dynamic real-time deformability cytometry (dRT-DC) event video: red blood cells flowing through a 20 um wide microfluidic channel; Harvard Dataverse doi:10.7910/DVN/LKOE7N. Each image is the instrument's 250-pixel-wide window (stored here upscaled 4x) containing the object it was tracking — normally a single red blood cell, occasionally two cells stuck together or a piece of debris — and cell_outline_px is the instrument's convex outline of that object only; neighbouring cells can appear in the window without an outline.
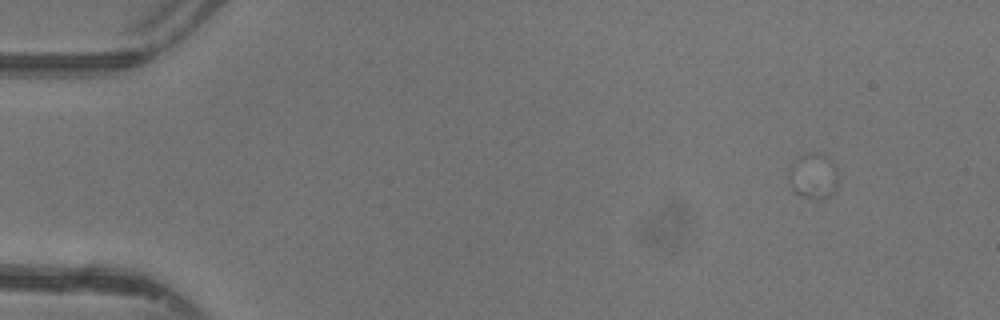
{"species": "common noctule bat (a hibernating species)", "species_latin": "Nyctalus noctula", "temperature_condition": "warm", "stored_images_in_passage": 2, "camera_frame_rate_fps": 3000, "um_per_image_px": 0.085, "animal": {"sex": "female"}, "frame": {"image": 1, "passage_image": 1, "time_ms": 0.0, "image_size_px": [1000, 320], "cell_outline_px": [[836, 188], [824, 200], [800, 196], [792, 188], [788, 180], [788, 176], [792, 164], [796, 156], [808, 152], [812, 152], [828, 156], [836, 164]], "centroid_in_image_um": [69.12, 14.93], "position_along_channel_um": 15.9, "area_um2": 13.24}}